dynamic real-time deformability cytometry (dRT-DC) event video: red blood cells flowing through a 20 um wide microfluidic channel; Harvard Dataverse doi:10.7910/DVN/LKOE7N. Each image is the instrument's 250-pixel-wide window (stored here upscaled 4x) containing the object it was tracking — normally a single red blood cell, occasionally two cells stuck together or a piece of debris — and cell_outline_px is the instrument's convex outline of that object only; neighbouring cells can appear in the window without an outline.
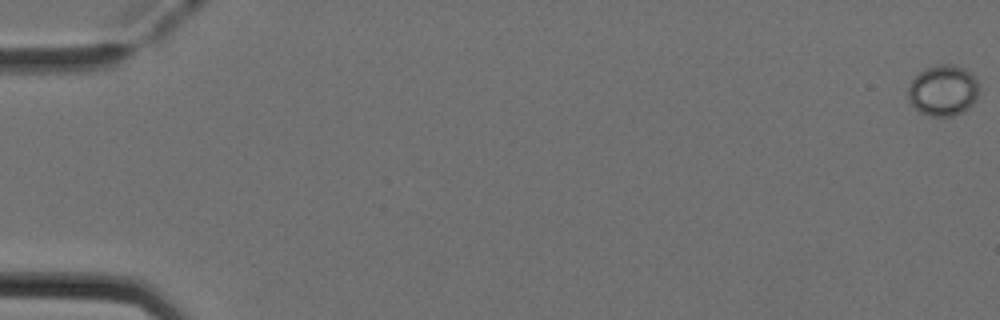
{"species": "Egyptian fruit bat (a non-hibernating species)", "species_latin": "Rousettus aegyptiacus", "temperature_condition": "cold", "stored_images_in_passage": 5, "camera_frame_rate_fps": 3000, "um_per_image_px": 0.085, "animal": {"sex": "female"}, "frame": {"image": 1, "passage_image": 1, "time_ms": 0.0, "image_size_px": [1000, 320], "cell_outline_px": [[976, 100], [964, 112], [952, 116], [928, 116], [912, 108], [908, 100], [908, 84], [924, 68], [936, 64], [952, 64], [964, 68], [976, 80]], "centroid_in_image_um": [80.1, 7.7], "position_along_channel_um": 4.9, "area_um2": 21.1}}
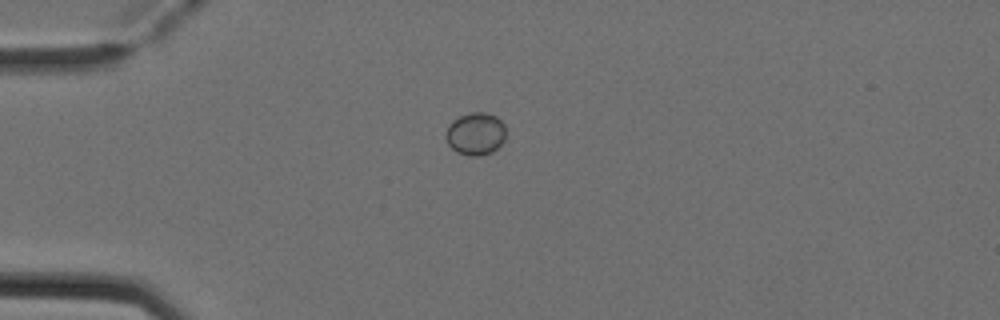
{"frame": {"image": 2, "passage_image": 5, "time_ms": 1.333, "image_size_px": [1000, 320], "cell_outline_px": [[504, 140], [492, 152], [480, 156], [472, 156], [456, 152], [448, 144], [444, 136], [448, 124], [452, 120], [468, 112], [484, 112], [496, 116], [504, 124]], "centroid_in_image_um": [40.38, 11.36], "position_along_channel_um": 44.6, "area_um2": 14.97}}